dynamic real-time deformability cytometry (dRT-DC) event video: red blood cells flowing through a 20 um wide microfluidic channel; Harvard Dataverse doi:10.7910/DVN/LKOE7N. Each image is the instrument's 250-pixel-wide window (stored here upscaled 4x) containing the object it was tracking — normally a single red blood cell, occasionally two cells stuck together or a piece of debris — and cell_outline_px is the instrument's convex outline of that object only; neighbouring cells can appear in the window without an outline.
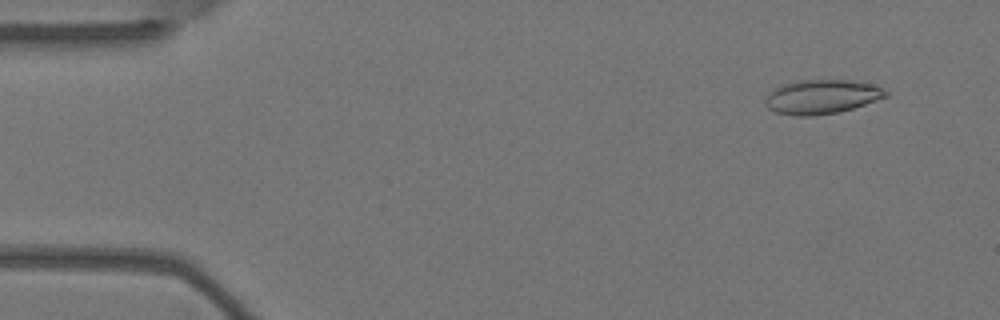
{"species": "Egyptian fruit bat (a non-hibernating species)", "species_latin": "Rousettus aegyptiacus", "temperature_condition": "warm", "stored_images_in_passage": 4, "camera_frame_rate_fps": 3000, "um_per_image_px": 0.085, "animal": {"sex": "female"}, "frame": {"image": 1, "passage_image": 1, "time_ms": 0.0, "image_size_px": [1000, 320], "cell_outline_px": [[888, 96], [840, 112], [816, 116], [796, 116], [776, 112], [768, 108], [764, 104], [764, 100], [776, 88], [784, 84], [804, 80], [848, 80], [872, 84], [884, 88], [888, 92]], "centroid_in_image_um": [69.87, 8.24], "position_along_channel_um": 15.1, "area_um2": 23.81}}
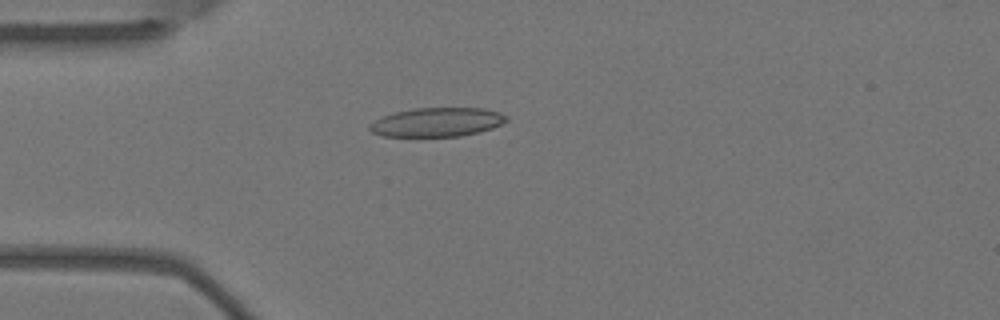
{"frame": {"image": 2, "passage_image": 4, "time_ms": 1.0, "image_size_px": [1000, 320], "cell_outline_px": [[508, 120], [492, 128], [460, 136], [380, 136], [372, 132], [368, 128], [368, 124], [384, 116], [396, 112], [412, 108], [484, 108], [500, 112], [508, 116]], "centroid_in_image_um": [37.14, 10.38], "position_along_channel_um": 47.9, "area_um2": 23.0}}